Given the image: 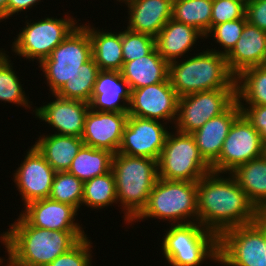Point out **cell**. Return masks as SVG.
<instances>
[{"label":"cell","instance_id":"21","mask_svg":"<svg viewBox=\"0 0 266 266\" xmlns=\"http://www.w3.org/2000/svg\"><path fill=\"white\" fill-rule=\"evenodd\" d=\"M123 2L128 8L127 28L134 32L155 38L172 17L173 0H126Z\"/></svg>","mask_w":266,"mask_h":266},{"label":"cell","instance_id":"7","mask_svg":"<svg viewBox=\"0 0 266 266\" xmlns=\"http://www.w3.org/2000/svg\"><path fill=\"white\" fill-rule=\"evenodd\" d=\"M218 254L217 265L266 266V215L223 232L218 237Z\"/></svg>","mask_w":266,"mask_h":266},{"label":"cell","instance_id":"19","mask_svg":"<svg viewBox=\"0 0 266 266\" xmlns=\"http://www.w3.org/2000/svg\"><path fill=\"white\" fill-rule=\"evenodd\" d=\"M225 58L235 77L245 69L266 65V32L247 21L240 39Z\"/></svg>","mask_w":266,"mask_h":266},{"label":"cell","instance_id":"16","mask_svg":"<svg viewBox=\"0 0 266 266\" xmlns=\"http://www.w3.org/2000/svg\"><path fill=\"white\" fill-rule=\"evenodd\" d=\"M53 96L54 100L33 110L35 118L51 126L55 134L82 137L89 103Z\"/></svg>","mask_w":266,"mask_h":266},{"label":"cell","instance_id":"37","mask_svg":"<svg viewBox=\"0 0 266 266\" xmlns=\"http://www.w3.org/2000/svg\"><path fill=\"white\" fill-rule=\"evenodd\" d=\"M92 243L89 237L82 238L74 247L58 256L47 266H93Z\"/></svg>","mask_w":266,"mask_h":266},{"label":"cell","instance_id":"44","mask_svg":"<svg viewBox=\"0 0 266 266\" xmlns=\"http://www.w3.org/2000/svg\"><path fill=\"white\" fill-rule=\"evenodd\" d=\"M236 1L242 2V3L246 6V4H247L250 0H236Z\"/></svg>","mask_w":266,"mask_h":266},{"label":"cell","instance_id":"6","mask_svg":"<svg viewBox=\"0 0 266 266\" xmlns=\"http://www.w3.org/2000/svg\"><path fill=\"white\" fill-rule=\"evenodd\" d=\"M148 218L169 221V224L198 222L197 182L171 181L158 177L147 205L131 224Z\"/></svg>","mask_w":266,"mask_h":266},{"label":"cell","instance_id":"10","mask_svg":"<svg viewBox=\"0 0 266 266\" xmlns=\"http://www.w3.org/2000/svg\"><path fill=\"white\" fill-rule=\"evenodd\" d=\"M79 21L70 17L69 13L58 19L45 16L33 22L27 20L11 44L12 52L26 61L36 60L40 63L50 56L52 50L68 36Z\"/></svg>","mask_w":266,"mask_h":266},{"label":"cell","instance_id":"4","mask_svg":"<svg viewBox=\"0 0 266 266\" xmlns=\"http://www.w3.org/2000/svg\"><path fill=\"white\" fill-rule=\"evenodd\" d=\"M111 171L115 179L117 203L121 204L124 221L129 225L147 205L149 194L158 179V161L115 153Z\"/></svg>","mask_w":266,"mask_h":266},{"label":"cell","instance_id":"32","mask_svg":"<svg viewBox=\"0 0 266 266\" xmlns=\"http://www.w3.org/2000/svg\"><path fill=\"white\" fill-rule=\"evenodd\" d=\"M0 49V101L23 106L26 110L32 108V102L23 90V84L13 69L10 56L5 50L3 51V48Z\"/></svg>","mask_w":266,"mask_h":266},{"label":"cell","instance_id":"22","mask_svg":"<svg viewBox=\"0 0 266 266\" xmlns=\"http://www.w3.org/2000/svg\"><path fill=\"white\" fill-rule=\"evenodd\" d=\"M240 114L241 108L236 100L224 113L211 118L191 133L201 156L210 166L219 158L230 127Z\"/></svg>","mask_w":266,"mask_h":266},{"label":"cell","instance_id":"38","mask_svg":"<svg viewBox=\"0 0 266 266\" xmlns=\"http://www.w3.org/2000/svg\"><path fill=\"white\" fill-rule=\"evenodd\" d=\"M246 6L236 0H212L211 28L220 23L243 18Z\"/></svg>","mask_w":266,"mask_h":266},{"label":"cell","instance_id":"45","mask_svg":"<svg viewBox=\"0 0 266 266\" xmlns=\"http://www.w3.org/2000/svg\"><path fill=\"white\" fill-rule=\"evenodd\" d=\"M117 1L123 3V1H126V0H117Z\"/></svg>","mask_w":266,"mask_h":266},{"label":"cell","instance_id":"24","mask_svg":"<svg viewBox=\"0 0 266 266\" xmlns=\"http://www.w3.org/2000/svg\"><path fill=\"white\" fill-rule=\"evenodd\" d=\"M130 90L164 82L168 79L169 63L162 58L156 47L141 58L127 61L120 70Z\"/></svg>","mask_w":266,"mask_h":266},{"label":"cell","instance_id":"39","mask_svg":"<svg viewBox=\"0 0 266 266\" xmlns=\"http://www.w3.org/2000/svg\"><path fill=\"white\" fill-rule=\"evenodd\" d=\"M241 113L258 131L266 145V105H240Z\"/></svg>","mask_w":266,"mask_h":266},{"label":"cell","instance_id":"43","mask_svg":"<svg viewBox=\"0 0 266 266\" xmlns=\"http://www.w3.org/2000/svg\"><path fill=\"white\" fill-rule=\"evenodd\" d=\"M5 259H6V258H4V259L0 262V266H16V265H14L9 259H6L7 261H6ZM4 261H5V263H4ZM3 263H4L5 265H4Z\"/></svg>","mask_w":266,"mask_h":266},{"label":"cell","instance_id":"40","mask_svg":"<svg viewBox=\"0 0 266 266\" xmlns=\"http://www.w3.org/2000/svg\"><path fill=\"white\" fill-rule=\"evenodd\" d=\"M245 15L249 23L266 32V0H250Z\"/></svg>","mask_w":266,"mask_h":266},{"label":"cell","instance_id":"18","mask_svg":"<svg viewBox=\"0 0 266 266\" xmlns=\"http://www.w3.org/2000/svg\"><path fill=\"white\" fill-rule=\"evenodd\" d=\"M23 209L20 215L31 226L51 231H84L75 220L79 211L71 205L45 198L31 201Z\"/></svg>","mask_w":266,"mask_h":266},{"label":"cell","instance_id":"5","mask_svg":"<svg viewBox=\"0 0 266 266\" xmlns=\"http://www.w3.org/2000/svg\"><path fill=\"white\" fill-rule=\"evenodd\" d=\"M164 231L161 252L169 266L218 263V236L198 222L171 224Z\"/></svg>","mask_w":266,"mask_h":266},{"label":"cell","instance_id":"23","mask_svg":"<svg viewBox=\"0 0 266 266\" xmlns=\"http://www.w3.org/2000/svg\"><path fill=\"white\" fill-rule=\"evenodd\" d=\"M200 38L204 40L205 36L199 30L171 18L156 35L155 46L162 58L170 63L188 56L185 54L194 50Z\"/></svg>","mask_w":266,"mask_h":266},{"label":"cell","instance_id":"3","mask_svg":"<svg viewBox=\"0 0 266 266\" xmlns=\"http://www.w3.org/2000/svg\"><path fill=\"white\" fill-rule=\"evenodd\" d=\"M194 55L169 63L168 78L179 98L202 91L236 89V77L230 72L225 55L209 48Z\"/></svg>","mask_w":266,"mask_h":266},{"label":"cell","instance_id":"8","mask_svg":"<svg viewBox=\"0 0 266 266\" xmlns=\"http://www.w3.org/2000/svg\"><path fill=\"white\" fill-rule=\"evenodd\" d=\"M78 25L43 59L38 68L43 72L51 94H56L73 77L80 66L92 58V43L88 30Z\"/></svg>","mask_w":266,"mask_h":266},{"label":"cell","instance_id":"33","mask_svg":"<svg viewBox=\"0 0 266 266\" xmlns=\"http://www.w3.org/2000/svg\"><path fill=\"white\" fill-rule=\"evenodd\" d=\"M114 203L118 204L112 171L83 183L82 206L99 210Z\"/></svg>","mask_w":266,"mask_h":266},{"label":"cell","instance_id":"11","mask_svg":"<svg viewBox=\"0 0 266 266\" xmlns=\"http://www.w3.org/2000/svg\"><path fill=\"white\" fill-rule=\"evenodd\" d=\"M236 100V89H217L182 96L178 99L173 129L191 134L211 118L224 113Z\"/></svg>","mask_w":266,"mask_h":266},{"label":"cell","instance_id":"12","mask_svg":"<svg viewBox=\"0 0 266 266\" xmlns=\"http://www.w3.org/2000/svg\"><path fill=\"white\" fill-rule=\"evenodd\" d=\"M266 153L258 131L241 113L230 127L219 158L211 165L213 172L230 173L237 166Z\"/></svg>","mask_w":266,"mask_h":266},{"label":"cell","instance_id":"2","mask_svg":"<svg viewBox=\"0 0 266 266\" xmlns=\"http://www.w3.org/2000/svg\"><path fill=\"white\" fill-rule=\"evenodd\" d=\"M85 231H51L31 226L21 215L0 234L7 257L16 266H47L69 251Z\"/></svg>","mask_w":266,"mask_h":266},{"label":"cell","instance_id":"41","mask_svg":"<svg viewBox=\"0 0 266 266\" xmlns=\"http://www.w3.org/2000/svg\"><path fill=\"white\" fill-rule=\"evenodd\" d=\"M41 0H8L7 3V19H10L15 14L19 12H24L30 10L32 7L39 4Z\"/></svg>","mask_w":266,"mask_h":266},{"label":"cell","instance_id":"30","mask_svg":"<svg viewBox=\"0 0 266 266\" xmlns=\"http://www.w3.org/2000/svg\"><path fill=\"white\" fill-rule=\"evenodd\" d=\"M212 0H173L172 19L192 26L204 36L211 29Z\"/></svg>","mask_w":266,"mask_h":266},{"label":"cell","instance_id":"9","mask_svg":"<svg viewBox=\"0 0 266 266\" xmlns=\"http://www.w3.org/2000/svg\"><path fill=\"white\" fill-rule=\"evenodd\" d=\"M211 171L190 133L169 130L158 160L159 178L197 182Z\"/></svg>","mask_w":266,"mask_h":266},{"label":"cell","instance_id":"26","mask_svg":"<svg viewBox=\"0 0 266 266\" xmlns=\"http://www.w3.org/2000/svg\"><path fill=\"white\" fill-rule=\"evenodd\" d=\"M88 24V25H87ZM82 24L89 33L92 43V57L102 71H118L124 64L122 53V31H101L90 23Z\"/></svg>","mask_w":266,"mask_h":266},{"label":"cell","instance_id":"15","mask_svg":"<svg viewBox=\"0 0 266 266\" xmlns=\"http://www.w3.org/2000/svg\"><path fill=\"white\" fill-rule=\"evenodd\" d=\"M30 147L24 161L13 173L24 206L34 200L49 198L56 173L37 148L34 145Z\"/></svg>","mask_w":266,"mask_h":266},{"label":"cell","instance_id":"34","mask_svg":"<svg viewBox=\"0 0 266 266\" xmlns=\"http://www.w3.org/2000/svg\"><path fill=\"white\" fill-rule=\"evenodd\" d=\"M83 182L68 171L56 172L53 178L50 199L73 206L77 211L82 206Z\"/></svg>","mask_w":266,"mask_h":266},{"label":"cell","instance_id":"36","mask_svg":"<svg viewBox=\"0 0 266 266\" xmlns=\"http://www.w3.org/2000/svg\"><path fill=\"white\" fill-rule=\"evenodd\" d=\"M155 38L126 28L122 31L124 63L148 55L155 48Z\"/></svg>","mask_w":266,"mask_h":266},{"label":"cell","instance_id":"13","mask_svg":"<svg viewBox=\"0 0 266 266\" xmlns=\"http://www.w3.org/2000/svg\"><path fill=\"white\" fill-rule=\"evenodd\" d=\"M161 122L129 115L117 153L158 161L169 133Z\"/></svg>","mask_w":266,"mask_h":266},{"label":"cell","instance_id":"14","mask_svg":"<svg viewBox=\"0 0 266 266\" xmlns=\"http://www.w3.org/2000/svg\"><path fill=\"white\" fill-rule=\"evenodd\" d=\"M178 95L169 78L160 83L131 90L128 114L145 119L161 120L175 124Z\"/></svg>","mask_w":266,"mask_h":266},{"label":"cell","instance_id":"27","mask_svg":"<svg viewBox=\"0 0 266 266\" xmlns=\"http://www.w3.org/2000/svg\"><path fill=\"white\" fill-rule=\"evenodd\" d=\"M33 144L56 172L68 171L72 160L84 145L81 137L40 135Z\"/></svg>","mask_w":266,"mask_h":266},{"label":"cell","instance_id":"17","mask_svg":"<svg viewBox=\"0 0 266 266\" xmlns=\"http://www.w3.org/2000/svg\"><path fill=\"white\" fill-rule=\"evenodd\" d=\"M128 112H103L89 109L85 117L84 145L117 153Z\"/></svg>","mask_w":266,"mask_h":266},{"label":"cell","instance_id":"35","mask_svg":"<svg viewBox=\"0 0 266 266\" xmlns=\"http://www.w3.org/2000/svg\"><path fill=\"white\" fill-rule=\"evenodd\" d=\"M246 22L247 17L245 15L243 18L213 26L206 33L205 39L208 37L214 38L215 40L212 39V41L218 43L221 47V50L219 49L220 47H218V50L215 48H211L210 50L226 56L233 49L236 42L240 39Z\"/></svg>","mask_w":266,"mask_h":266},{"label":"cell","instance_id":"28","mask_svg":"<svg viewBox=\"0 0 266 266\" xmlns=\"http://www.w3.org/2000/svg\"><path fill=\"white\" fill-rule=\"evenodd\" d=\"M113 153L83 145L72 160L68 172L83 183L111 171Z\"/></svg>","mask_w":266,"mask_h":266},{"label":"cell","instance_id":"29","mask_svg":"<svg viewBox=\"0 0 266 266\" xmlns=\"http://www.w3.org/2000/svg\"><path fill=\"white\" fill-rule=\"evenodd\" d=\"M236 98L239 105H266V65L245 69L236 77Z\"/></svg>","mask_w":266,"mask_h":266},{"label":"cell","instance_id":"20","mask_svg":"<svg viewBox=\"0 0 266 266\" xmlns=\"http://www.w3.org/2000/svg\"><path fill=\"white\" fill-rule=\"evenodd\" d=\"M131 101L129 84L118 71H100L89 103L90 109L103 112H128Z\"/></svg>","mask_w":266,"mask_h":266},{"label":"cell","instance_id":"42","mask_svg":"<svg viewBox=\"0 0 266 266\" xmlns=\"http://www.w3.org/2000/svg\"><path fill=\"white\" fill-rule=\"evenodd\" d=\"M7 3L8 0H0V22L7 19Z\"/></svg>","mask_w":266,"mask_h":266},{"label":"cell","instance_id":"31","mask_svg":"<svg viewBox=\"0 0 266 266\" xmlns=\"http://www.w3.org/2000/svg\"><path fill=\"white\" fill-rule=\"evenodd\" d=\"M101 70L93 57L83 63L77 72L56 93L58 97L90 103L97 76Z\"/></svg>","mask_w":266,"mask_h":266},{"label":"cell","instance_id":"25","mask_svg":"<svg viewBox=\"0 0 266 266\" xmlns=\"http://www.w3.org/2000/svg\"><path fill=\"white\" fill-rule=\"evenodd\" d=\"M230 174L255 208L266 215V153L237 166Z\"/></svg>","mask_w":266,"mask_h":266},{"label":"cell","instance_id":"1","mask_svg":"<svg viewBox=\"0 0 266 266\" xmlns=\"http://www.w3.org/2000/svg\"><path fill=\"white\" fill-rule=\"evenodd\" d=\"M209 172L197 181L198 223L218 237L228 229L252 223L262 214L230 173ZM225 176V177H224Z\"/></svg>","mask_w":266,"mask_h":266}]
</instances>
